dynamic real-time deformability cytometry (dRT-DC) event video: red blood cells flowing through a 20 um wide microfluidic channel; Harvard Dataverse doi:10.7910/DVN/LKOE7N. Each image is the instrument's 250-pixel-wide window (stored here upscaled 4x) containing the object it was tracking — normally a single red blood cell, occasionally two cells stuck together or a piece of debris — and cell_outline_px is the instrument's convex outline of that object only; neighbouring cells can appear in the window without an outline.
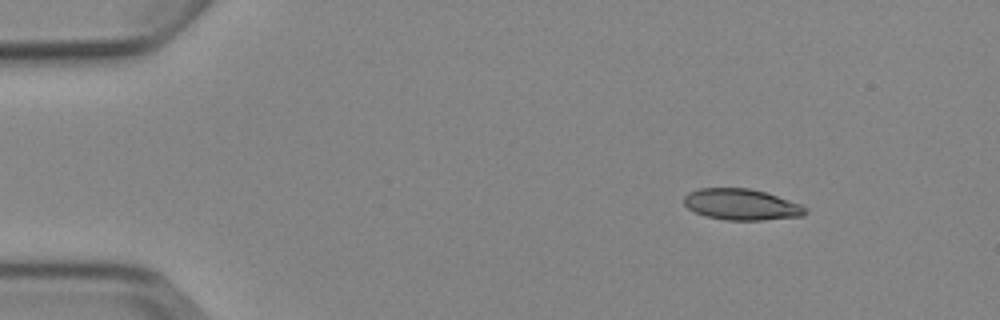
{"species": "Egyptian fruit bat (a non-hibernating species)", "species_latin": "Rousettus aegyptiacus", "temperature_condition": "cold", "stored_images_in_passage": 6, "camera_frame_rate_fps": 3000, "um_per_image_px": 0.085, "animal": {"sex": "female"}, "frame": {"image": 1, "passage_image": 1, "time_ms": 0.0, "image_size_px": [1000, 320], "cell_outline_px": [[808, 212], [804, 216], [764, 220], [724, 220], [704, 216], [688, 208], [684, 204], [684, 196], [688, 192], [700, 188], [748, 188], [764, 192], [800, 204], [808, 208]], "centroid_in_image_um": [63.02, 17.39], "position_along_channel_um": 22.0, "area_um2": 22.08}}
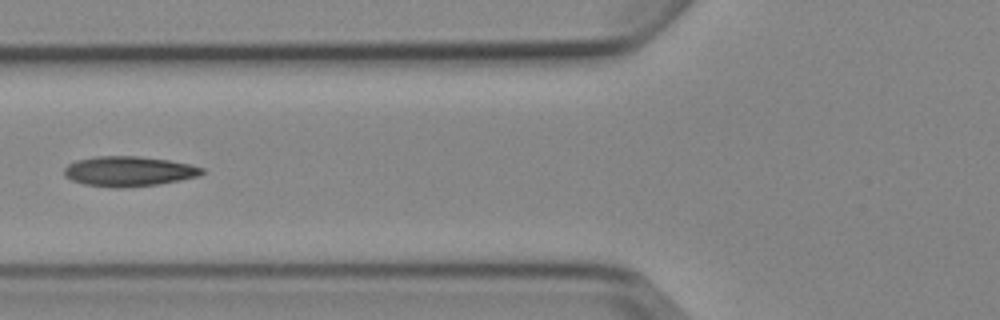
{"frame": {"image": 2, "passage_image": 5, "time_ms": 4.667, "image_size_px": [1000, 320], "cell_outline_px": [[204, 172], [200, 176], [180, 180], [156, 184], [124, 188], [116, 188], [84, 184], [72, 180], [64, 176], [64, 168], [68, 164], [76, 160], [96, 156], [140, 156], [168, 160], [192, 164], [204, 168]], "centroid_in_image_um": [10.95, 14.55], "position_along_channel_um": 114.8, "area_um2": 24.22}}
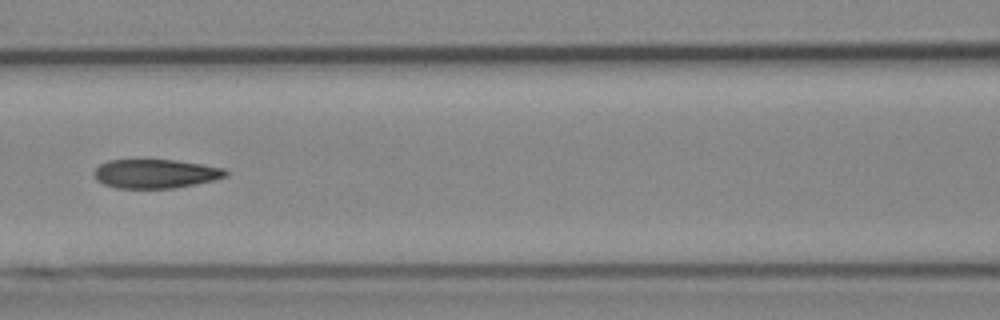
{"frame": {"image": 3, "passage_image": 6, "time_ms": 5.667, "image_size_px": [1000, 320], "cell_outline_px": [[228, 176], [196, 184], [176, 188], [116, 188], [104, 184], [96, 180], [92, 176], [92, 172], [100, 164], [108, 160], [176, 160], [224, 168], [228, 172]], "centroid_in_image_um": [13.18, 14.77], "position_along_channel_um": 153.4, "area_um2": 22.31}}